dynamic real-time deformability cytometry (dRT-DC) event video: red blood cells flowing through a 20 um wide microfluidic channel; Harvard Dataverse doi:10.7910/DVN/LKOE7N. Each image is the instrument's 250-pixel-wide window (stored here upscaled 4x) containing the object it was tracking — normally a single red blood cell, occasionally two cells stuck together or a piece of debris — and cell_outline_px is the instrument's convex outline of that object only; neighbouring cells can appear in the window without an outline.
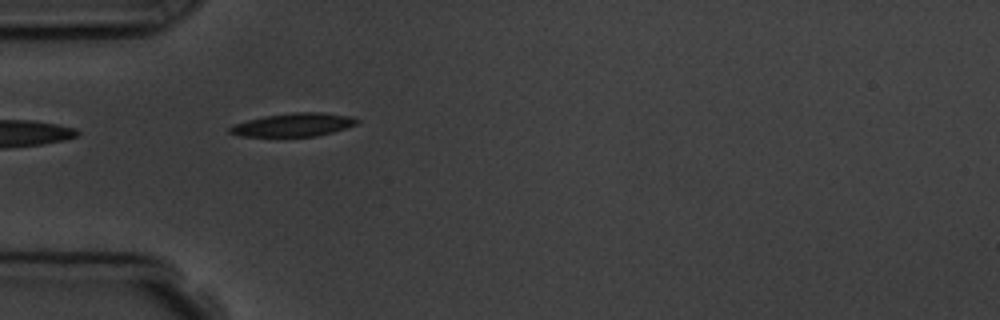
{"species": "common noctule bat (a hibernating species)", "species_latin": "Nyctalus noctula", "temperature_condition": "room temperature", "stored_images_in_passage": 6, "camera_frame_rate_fps": 3000, "um_per_image_px": 0.085, "animal": {"sex": "male", "body_mass_g": 19.5, "forearm_length_mm": 54.6}, "frame": {"image": 1, "passage_image": 1, "time_ms": 0.0, "image_size_px": [1000, 320], "cell_outline_px": [[360, 120], [356, 124], [332, 132], [316, 136], [240, 136], [228, 132], [228, 128], [232, 124], [264, 116], [296, 112], [320, 112], [352, 116]], "centroid_in_image_um": [24.92, 10.6], "position_along_channel_um": 60.1, "area_um2": 17.17}}
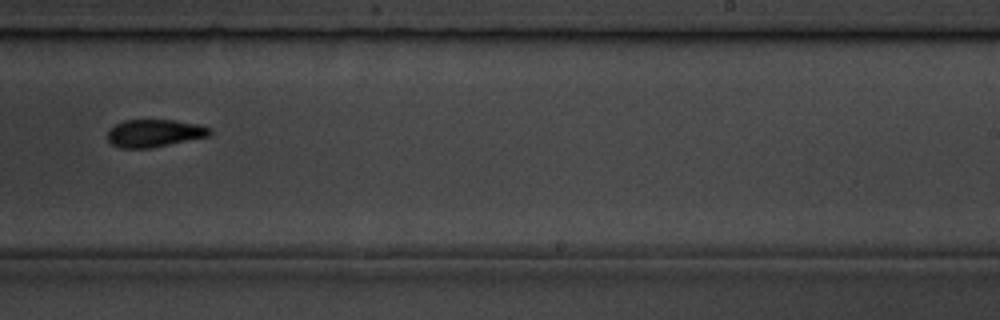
{"frame": {"image": 2, "passage_image": 6, "time_ms": 5.667, "image_size_px": [1000, 320], "cell_outline_px": [[212, 132], [208, 136], [152, 148], [120, 148], [112, 144], [108, 140], [108, 132], [116, 124], [124, 120], [176, 120], [200, 124], [212, 128]], "centroid_in_image_um": [13.16, 11.32], "position_along_channel_um": 275.8, "area_um2": 16.47}}